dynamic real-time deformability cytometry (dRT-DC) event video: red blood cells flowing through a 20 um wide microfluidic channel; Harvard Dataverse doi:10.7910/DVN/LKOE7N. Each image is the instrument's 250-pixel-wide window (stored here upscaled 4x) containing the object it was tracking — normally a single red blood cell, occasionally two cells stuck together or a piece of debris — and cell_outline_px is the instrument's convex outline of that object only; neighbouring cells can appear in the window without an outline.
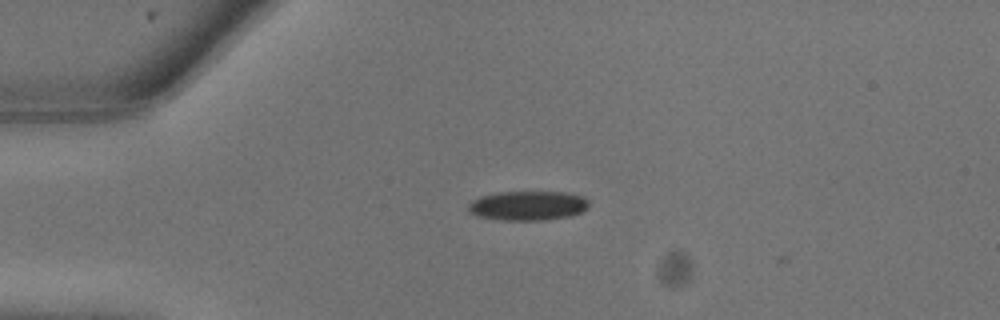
{"species": "common noctule bat (a hibernating species)", "species_latin": "Nyctalus noctula", "temperature_condition": "warm", "stored_images_in_passage": 6, "camera_frame_rate_fps": 3000, "um_per_image_px": 0.085, "animal": {"sex": "male", "body_mass_g": 13.3}, "frame": {"image": 1, "passage_image": 3, "time_ms": 0.667, "image_size_px": [1000, 320], "cell_outline_px": [[588, 208], [580, 212], [568, 216], [544, 220], [500, 220], [480, 216], [472, 212], [468, 208], [468, 204], [472, 200], [480, 196], [500, 192], [568, 192], [584, 196], [588, 200]], "centroid_in_image_um": [44.9, 17.47], "position_along_channel_um": 40.1, "area_um2": 20.58}}